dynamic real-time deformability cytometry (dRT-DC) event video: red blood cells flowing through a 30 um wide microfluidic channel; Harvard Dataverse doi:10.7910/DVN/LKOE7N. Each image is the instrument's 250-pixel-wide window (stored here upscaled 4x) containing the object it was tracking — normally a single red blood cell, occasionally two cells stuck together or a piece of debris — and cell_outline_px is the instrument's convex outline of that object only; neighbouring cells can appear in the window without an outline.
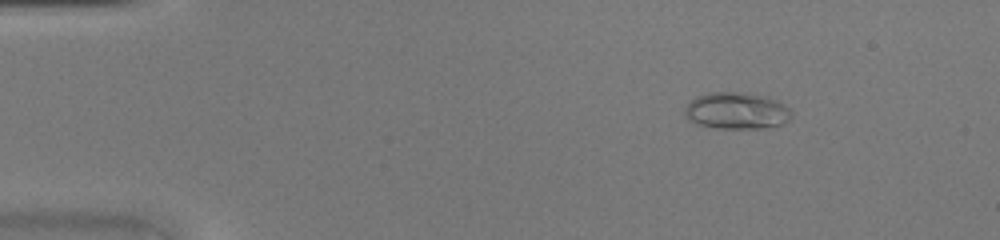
{"species": "common noctule bat (a hibernating species)", "species_latin": "Nyctalus noctula", "temperature_condition": "warm", "stored_images_in_passage": 46, "camera_frame_rate_fps": 3000, "um_per_image_px": 0.085, "animal": {"sex": "female", "body_mass_g": 20.0, "forearm_length_mm": 54.0}, "frame": {"image": 1, "passage_image": 7, "time_ms": 2.0, "image_size_px": [1000, 240], "cell_outline_px": [[792, 116], [784, 124], [768, 128], [716, 128], [696, 124], [688, 120], [684, 116], [684, 108], [696, 96], [708, 92], [736, 92], [768, 96], [776, 100], [788, 108], [792, 112]], "centroid_in_image_um": [62.59, 9.42], "position_along_channel_um": 22.4, "area_um2": 23.06}}
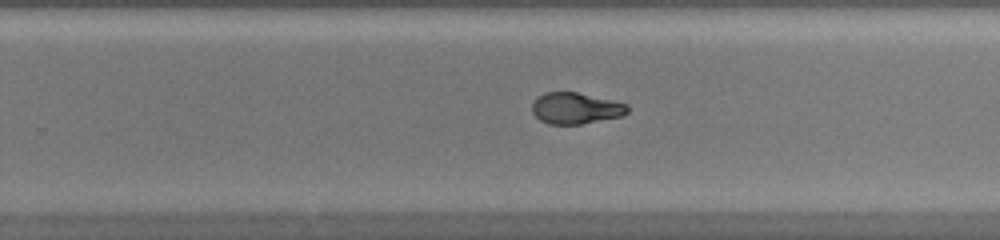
{"frame": {"image": 2, "passage_image": 30, "time_ms": 9.667, "image_size_px": [1000, 240], "cell_outline_px": [[628, 112], [620, 116], [580, 124], [548, 124], [540, 120], [532, 112], [532, 104], [544, 92], [576, 92], [612, 100], [628, 104]], "centroid_in_image_um": [48.92, 9.2], "position_along_channel_um": 280.9, "area_um2": 17.17}}
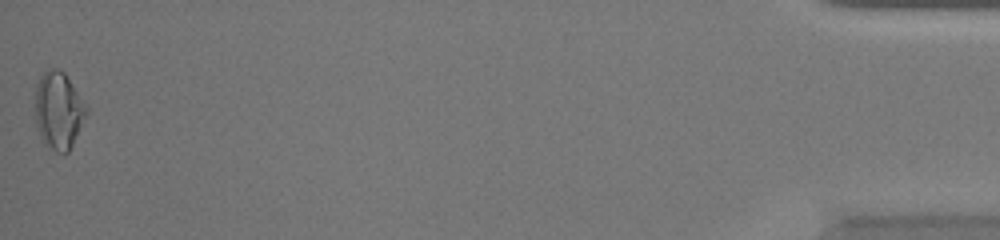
{"frame": {"image": 3, "passage_image": 46, "time_ms": 15.0, "image_size_px": [1000, 240], "cell_outline_px": [[88, 112], [68, 152], [56, 152], [48, 148], [44, 144], [40, 136], [36, 124], [36, 84], [40, 76], [44, 72], [52, 68], [56, 68], [64, 72], [88, 108]], "centroid_in_image_um": [4.97, 9.39], "position_along_channel_um": 430.2, "area_um2": 22.83}}